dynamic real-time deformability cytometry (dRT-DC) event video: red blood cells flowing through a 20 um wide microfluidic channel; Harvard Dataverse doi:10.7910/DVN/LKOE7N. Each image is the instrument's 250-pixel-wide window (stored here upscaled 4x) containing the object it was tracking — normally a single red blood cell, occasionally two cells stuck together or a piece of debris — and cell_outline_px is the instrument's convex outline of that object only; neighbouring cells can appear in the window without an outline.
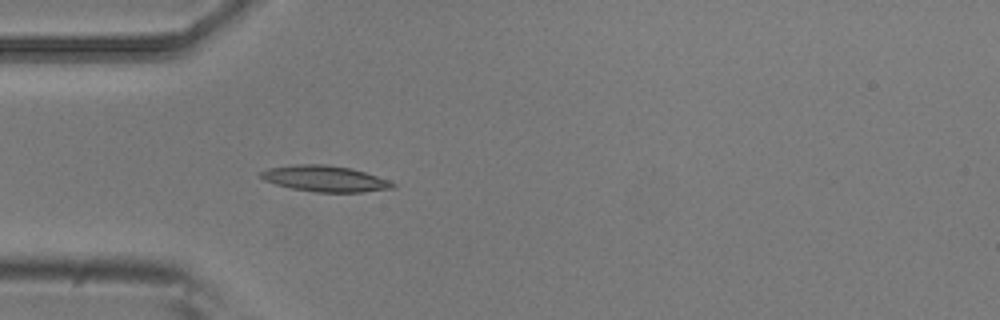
{"species": "common noctule bat (a hibernating species)", "species_latin": "Nyctalus noctula", "temperature_condition": "room temperature", "stored_images_in_passage": 2, "camera_frame_rate_fps": 3000, "um_per_image_px": 0.085, "animal": {"sex": "male", "body_mass_g": 20.5, "forearm_length_mm": 52.5}, "frame": {"image": 1, "passage_image": 2, "time_ms": 0.333, "image_size_px": [1000, 320], "cell_outline_px": [[396, 188], [360, 192], [316, 192], [292, 188], [276, 184], [264, 180], [260, 176], [260, 172], [268, 168], [296, 164], [328, 164], [352, 168], [388, 180], [396, 184]], "centroid_in_image_um": [27.63, 15.18], "position_along_channel_um": 57.4, "area_um2": 19.94}}